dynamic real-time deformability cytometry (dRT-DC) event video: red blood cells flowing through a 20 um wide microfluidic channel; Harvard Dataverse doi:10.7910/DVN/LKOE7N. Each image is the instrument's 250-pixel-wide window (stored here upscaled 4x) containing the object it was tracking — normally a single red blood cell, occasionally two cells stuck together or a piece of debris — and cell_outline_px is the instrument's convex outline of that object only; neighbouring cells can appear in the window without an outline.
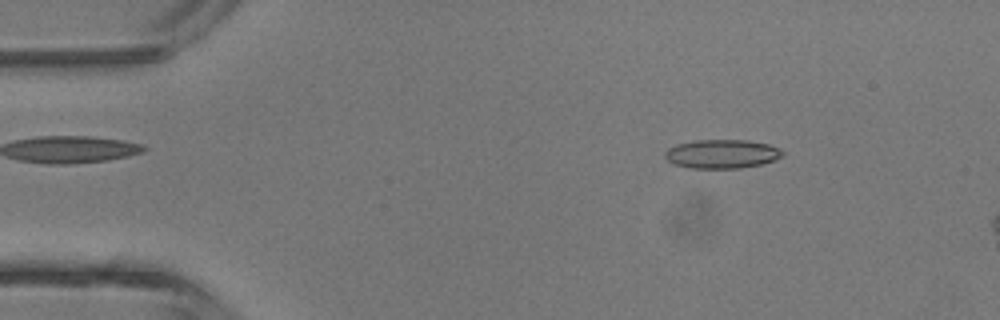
{"species": "common noctule bat (a hibernating species)", "species_latin": "Nyctalus noctula", "temperature_condition": "room temperature", "stored_images_in_passage": 4, "camera_frame_rate_fps": 3000, "um_per_image_px": 0.085, "animal": {"sex": "male", "body_mass_g": 13.3}, "frame": {"image": 1, "passage_image": 2, "time_ms": 1.0, "image_size_px": [1000, 320], "cell_outline_px": [[784, 156], [760, 164], [740, 168], [688, 168], [672, 164], [664, 156], [664, 152], [668, 148], [676, 144], [696, 140], [748, 140], [768, 144], [780, 148], [784, 152]], "centroid_in_image_um": [61.34, 13.08], "position_along_channel_um": 23.7, "area_um2": 19.88}}